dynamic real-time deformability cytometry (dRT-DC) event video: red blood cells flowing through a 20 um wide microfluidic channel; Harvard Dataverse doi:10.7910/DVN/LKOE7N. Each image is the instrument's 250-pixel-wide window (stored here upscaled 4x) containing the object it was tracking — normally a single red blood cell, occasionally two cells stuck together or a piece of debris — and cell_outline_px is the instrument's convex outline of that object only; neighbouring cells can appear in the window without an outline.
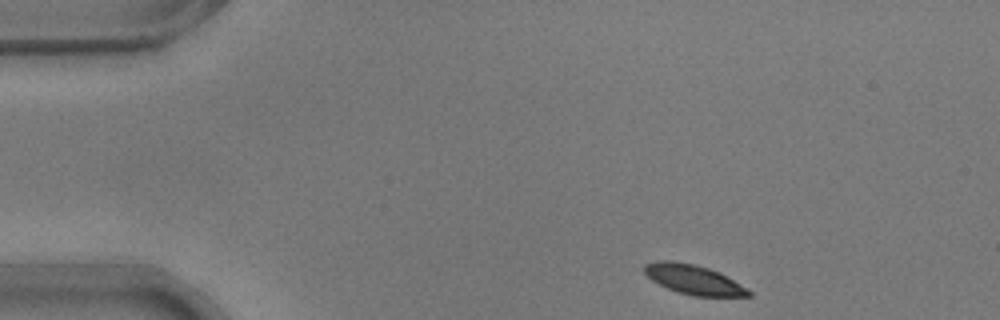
{"species": "common noctule bat (a hibernating species)", "species_latin": "Nyctalus noctula", "temperature_condition": "warm", "stored_images_in_passage": 47, "camera_frame_rate_fps": 3000, "um_per_image_px": 0.085, "animal": {"sex": "male", "body_mass_g": 17.9}, "frame": {"image": 1, "passage_image": 1, "time_ms": 0.0, "image_size_px": [1000, 320], "cell_outline_px": [[752, 296], [692, 296], [676, 292], [652, 280], [644, 272], [644, 264], [656, 260], [672, 260], [692, 264], [708, 268], [720, 272], [748, 288], [752, 292]], "centroid_in_image_um": [58.97, 23.76], "position_along_channel_um": 26.0, "area_um2": 18.03}}
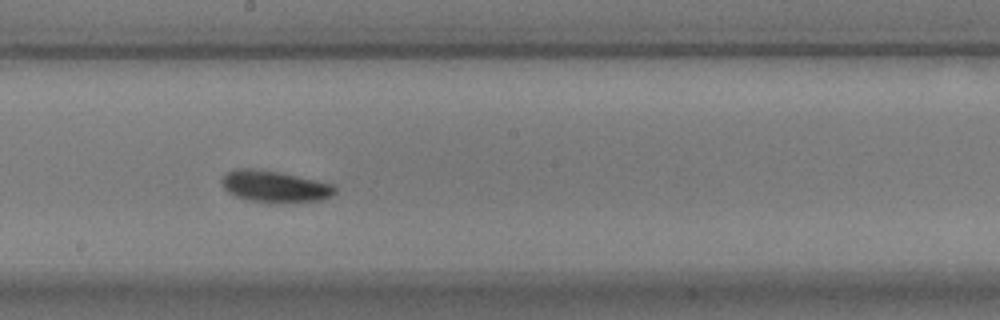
{"frame": {"image": 2, "passage_image": 23, "time_ms": 7.333, "image_size_px": [1000, 320], "cell_outline_px": [[336, 192], [332, 196], [324, 200], [248, 200], [236, 196], [228, 192], [220, 184], [220, 180], [224, 172], [236, 168], [248, 168], [276, 172], [316, 180], [332, 184], [336, 188]], "centroid_in_image_um": [23.28, 15.8], "position_along_channel_um": 224.9, "area_um2": 20.06}}
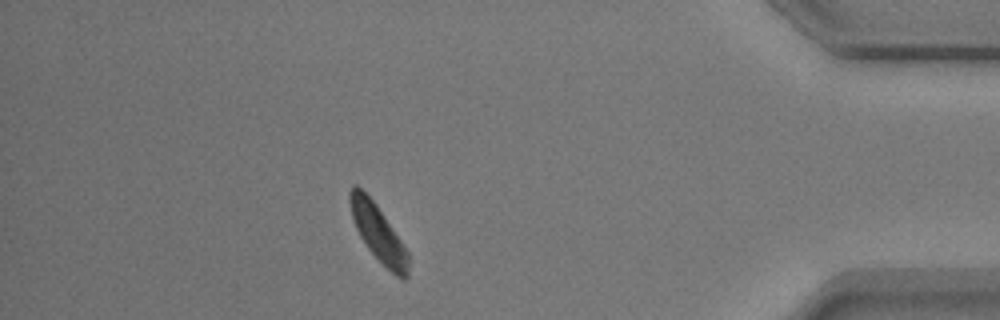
{"frame": {"image": 3, "passage_image": 41, "time_ms": 13.333, "image_size_px": [1000, 320], "cell_outline_px": [[408, 276], [404, 280], [396, 276], [368, 248], [360, 236], [352, 220], [348, 200], [348, 192], [352, 184], [356, 184], [376, 204], [408, 252]], "centroid_in_image_um": [32.1, 19.76], "position_along_channel_um": 403.1, "area_um2": 18.84}, "authors_computed_cell_mechanics": {"area_um2": 19.4208, "velocity_mm_per_s": 3.6786, "shape_relaxation_time_tau1_ms": 2.4437, "shape_relaxation_time_tau2_ms": 8.0623, "deformation_change_tau1": 0.095, "deformation_change_tau2": 0.1955}}